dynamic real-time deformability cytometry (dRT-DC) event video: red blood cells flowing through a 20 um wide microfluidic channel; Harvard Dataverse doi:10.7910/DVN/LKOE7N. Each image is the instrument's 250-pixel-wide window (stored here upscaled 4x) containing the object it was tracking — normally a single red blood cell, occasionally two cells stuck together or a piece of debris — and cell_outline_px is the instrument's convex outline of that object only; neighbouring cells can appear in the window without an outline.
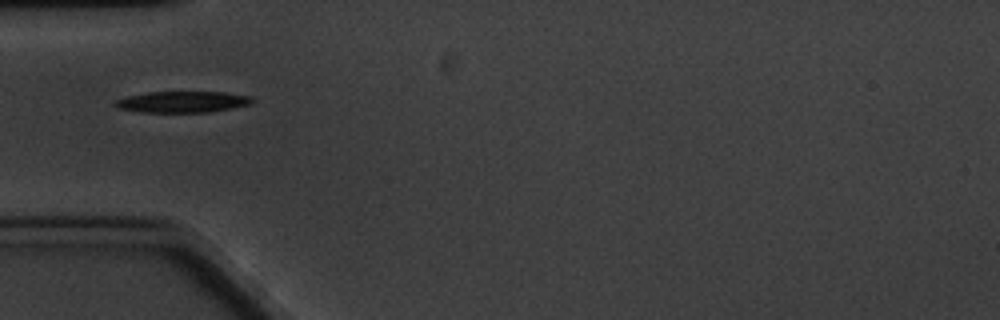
{"species": "common noctule bat (a hibernating species)", "species_latin": "Nyctalus noctula", "temperature_condition": "cold", "stored_images_in_passage": 3, "camera_frame_rate_fps": 3000, "um_per_image_px": 0.085, "animal": {"sex": "male", "body_mass_g": 20.1, "forearm_length_mm": 53.5}, "frame": {"image": 1, "passage_image": 2, "time_ms": 1.333, "image_size_px": [1000, 320], "cell_outline_px": [[256, 100], [248, 104], [232, 108], [208, 112], [140, 112], [116, 108], [112, 104], [112, 100], [128, 96], [148, 92], [224, 92], [252, 96]], "centroid_in_image_um": [15.46, 8.66], "position_along_channel_um": 69.5, "area_um2": 17.11}}